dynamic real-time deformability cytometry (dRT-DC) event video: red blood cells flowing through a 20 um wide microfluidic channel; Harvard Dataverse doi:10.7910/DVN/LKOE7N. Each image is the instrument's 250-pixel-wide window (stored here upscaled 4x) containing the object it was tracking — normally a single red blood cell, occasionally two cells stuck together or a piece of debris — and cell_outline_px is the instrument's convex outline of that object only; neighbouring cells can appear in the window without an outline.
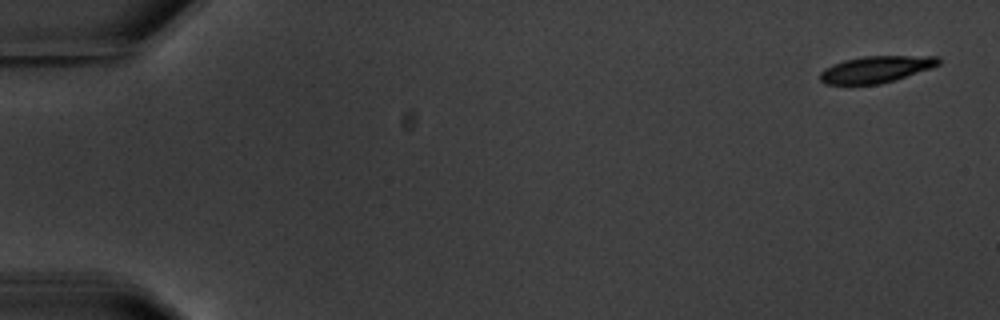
{"species": "common noctule bat (a hibernating species)", "species_latin": "Nyctalus noctula", "temperature_condition": "warm", "stored_images_in_passage": 4, "camera_frame_rate_fps": 3000, "um_per_image_px": 0.085, "animal": {"sex": "male", "body_mass_g": 20.1, "forearm_length_mm": 53.5}, "frame": {"image": 1, "passage_image": 1, "time_ms": 0.0, "image_size_px": [1000, 320], "cell_outline_px": [[940, 64], [932, 68], [880, 84], [824, 84], [820, 80], [820, 72], [824, 68], [832, 64], [844, 60], [864, 56], [940, 56]], "centroid_in_image_um": [74.45, 5.88], "position_along_channel_um": 10.5, "area_um2": 18.38}}